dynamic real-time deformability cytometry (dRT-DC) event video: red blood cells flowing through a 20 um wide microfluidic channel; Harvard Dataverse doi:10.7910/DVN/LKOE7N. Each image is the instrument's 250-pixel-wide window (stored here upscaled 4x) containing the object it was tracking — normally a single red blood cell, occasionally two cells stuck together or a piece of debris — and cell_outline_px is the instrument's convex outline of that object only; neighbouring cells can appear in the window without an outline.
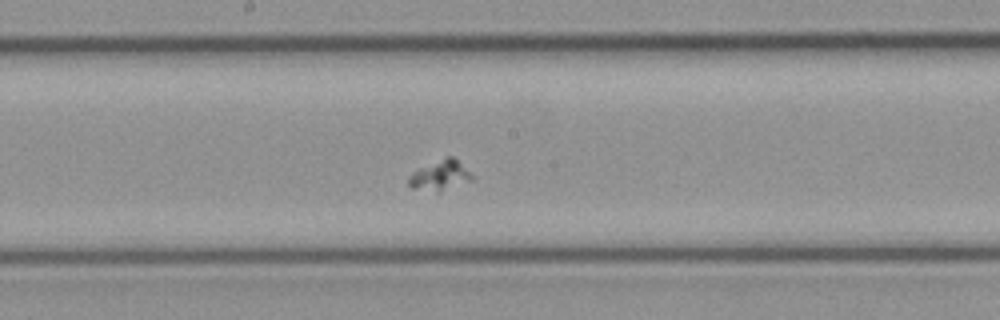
{"species": "common noctule bat (a hibernating species)", "species_latin": "Nyctalus noctula", "temperature_condition": "cold", "stored_images_in_passage": 32, "camera_frame_rate_fps": 3000, "um_per_image_px": 0.085, "animal": {"sex": "female", "body_mass_g": 21.9}, "frame": {"image": 1, "passage_image": 16, "time_ms": 5.0, "image_size_px": [1000, 320], "cell_outline_px": [[476, 176], [472, 180], [440, 192], [436, 192], [412, 188], [408, 184], [408, 176], [420, 168], [448, 156], [452, 156]], "centroid_in_image_um": [37.44, 14.93], "position_along_channel_um": 210.8, "area_um2": 11.04}}
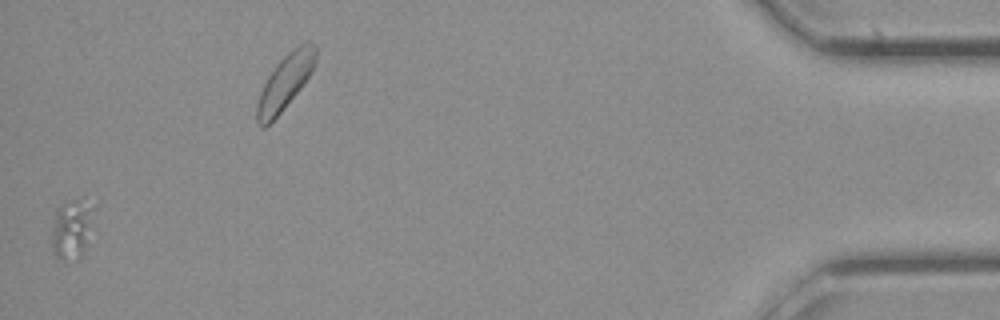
{"frame": {"image": 2, "passage_image": 31, "time_ms": 10.0, "image_size_px": [1000, 320], "cell_outline_px": [[84, 252], [80, 260], [76, 260], [56, 256], [52, 248], [52, 232], [56, 208], [60, 204], [76, 200], [84, 224]], "centroid_in_image_um": [5.81, 19.7], "position_along_channel_um": 429.4, "area_um2": 11.56}}